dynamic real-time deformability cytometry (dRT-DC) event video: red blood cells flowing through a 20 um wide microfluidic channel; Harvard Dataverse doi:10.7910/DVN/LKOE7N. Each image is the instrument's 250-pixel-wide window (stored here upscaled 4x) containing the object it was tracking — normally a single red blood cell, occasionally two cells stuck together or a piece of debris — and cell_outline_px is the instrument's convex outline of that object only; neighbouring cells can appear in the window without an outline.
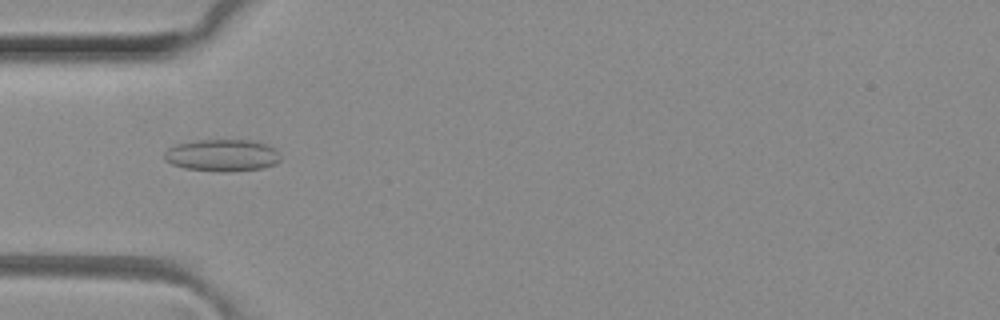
{"species": "common noctule bat (a hibernating species)", "species_latin": "Nyctalus noctula", "temperature_condition": "room temperature", "stored_images_in_passage": 37, "camera_frame_rate_fps": 3000, "um_per_image_px": 0.085, "animal": {"sex": "female", "body_mass_g": 29.2, "forearm_length_mm": 56.3}, "frame": {"image": 1, "passage_image": 3, "time_ms": 0.667, "image_size_px": [1000, 320], "cell_outline_px": [[280, 160], [276, 164], [264, 168], [232, 172], [220, 172], [184, 168], [172, 164], [164, 160], [164, 152], [168, 148], [176, 144], [200, 140], [252, 140], [268, 144], [276, 148], [280, 156]], "centroid_in_image_um": [18.92, 13.21], "position_along_channel_um": 66.1, "area_um2": 22.02}}
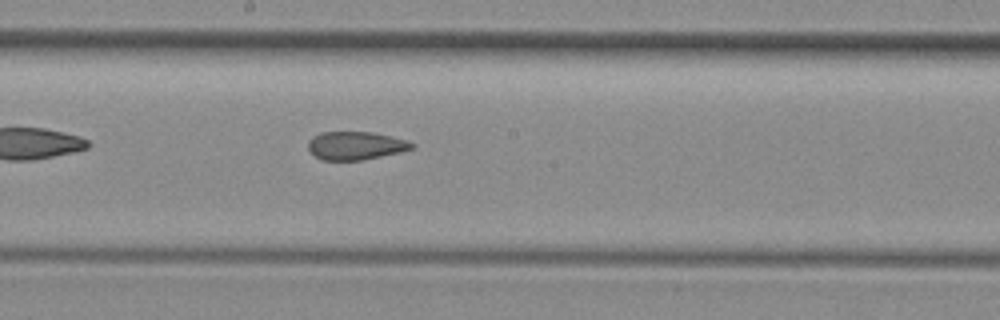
{"frame": {"image": 2, "passage_image": 14, "time_ms": 4.333, "image_size_px": [1000, 320], "cell_outline_px": [[416, 144], [412, 148], [400, 152], [364, 160], [320, 160], [308, 148], [308, 140], [312, 136], [320, 132], [372, 132], [408, 140]], "centroid_in_image_um": [30.22, 12.37], "position_along_channel_um": 218.0, "area_um2": 17.11}}
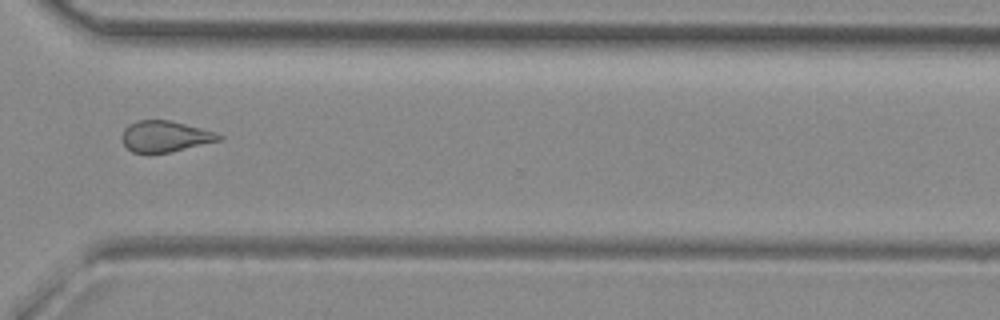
{"frame": {"image": 3, "passage_image": 24, "time_ms": 7.667, "image_size_px": [1000, 320], "cell_outline_px": [[224, 136], [220, 140], [172, 152], [148, 156], [132, 152], [120, 140], [120, 136], [124, 128], [128, 124], [136, 120], [168, 120], [216, 132]], "centroid_in_image_um": [13.96, 11.63], "position_along_channel_um": 356.6, "area_um2": 18.09}, "authors_computed_cell_mechanics": {"area_um2": 18.2648, "velocity_mm_per_s": 4.1663, "shape_relaxation_time_tau1_ms": null, "shape_relaxation_time_tau2_ms": 2.2797, "deformation_change_tau1": null, "deformation_change_tau2": 0.0993}}